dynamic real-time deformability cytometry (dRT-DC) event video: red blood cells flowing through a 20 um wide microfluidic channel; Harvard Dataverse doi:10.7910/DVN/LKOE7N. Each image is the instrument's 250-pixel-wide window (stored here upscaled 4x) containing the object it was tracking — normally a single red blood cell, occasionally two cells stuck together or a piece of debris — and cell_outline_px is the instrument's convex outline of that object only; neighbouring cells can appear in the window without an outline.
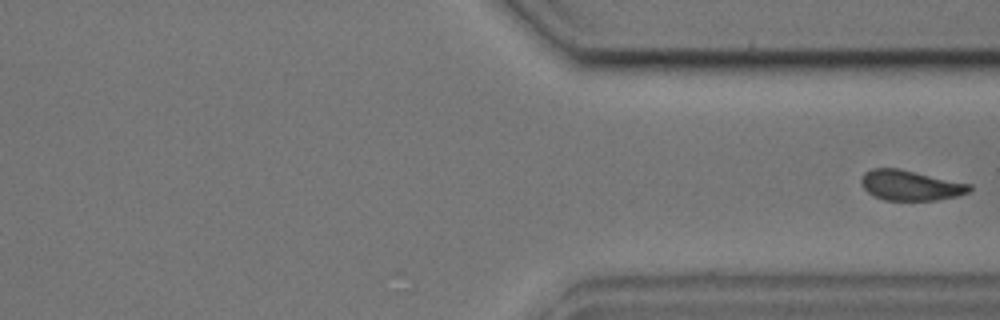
{"species": "common noctule bat (a hibernating species)", "species_latin": "Nyctalus noctula", "temperature_condition": "cold", "stored_images_in_passage": 22, "camera_frame_rate_fps": 3000, "um_per_image_px": 0.085, "animal": {"sex": "male", "body_mass_g": 17.9, "forearm_length_mm": 54.2}, "frame": {"image": 1, "passage_image": 22, "time_ms": 7.0, "image_size_px": [1000, 320], "cell_outline_px": [[972, 188], [968, 192], [956, 196], [936, 200], [884, 200], [872, 196], [860, 184], [860, 180], [864, 172], [872, 168], [900, 168], [972, 184]], "centroid_in_image_um": [77.36, 15.74], "position_along_channel_um": 334.0, "area_um2": 19.25}}